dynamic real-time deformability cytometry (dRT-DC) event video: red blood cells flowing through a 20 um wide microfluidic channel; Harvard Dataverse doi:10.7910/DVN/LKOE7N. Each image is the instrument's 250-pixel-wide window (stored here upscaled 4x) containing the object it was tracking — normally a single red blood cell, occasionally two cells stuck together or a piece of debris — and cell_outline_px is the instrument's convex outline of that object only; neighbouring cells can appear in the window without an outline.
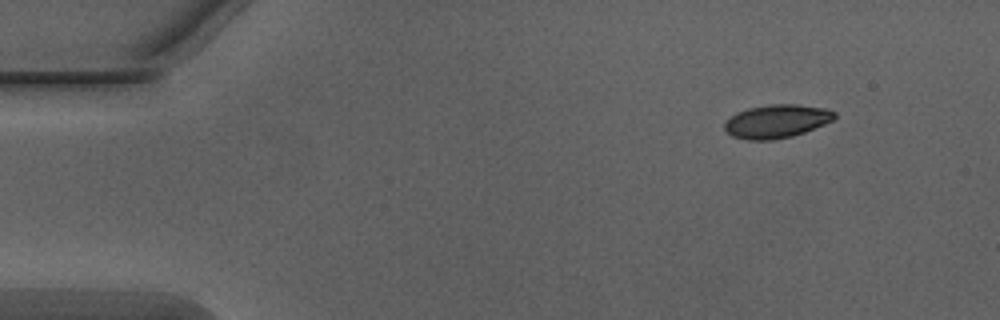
{"species": "Egyptian fruit bat (a non-hibernating species)", "species_latin": "Rousettus aegyptiacus", "temperature_condition": "warm", "stored_images_in_passage": 46, "camera_frame_rate_fps": 3000, "um_per_image_px": 0.085, "animal": {"sex": "male"}, "frame": {"image": 1, "passage_image": 1, "time_ms": 0.0, "image_size_px": [1000, 320], "cell_outline_px": [[836, 116], [832, 120], [824, 124], [804, 132], [792, 136], [772, 140], [748, 140], [732, 136], [724, 128], [724, 124], [736, 112], [748, 108], [768, 104], [796, 104], [824, 108], [836, 112]], "centroid_in_image_um": [66.01, 10.3], "position_along_channel_um": 19.0, "area_um2": 21.27}}
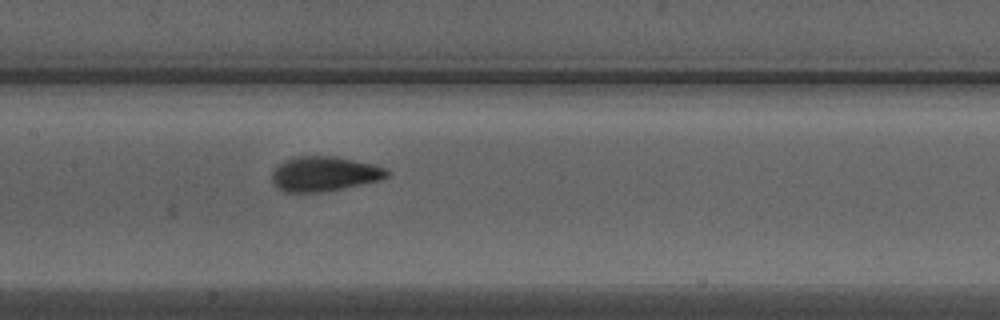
{"frame": {"image": 2, "passage_image": 20, "time_ms": 6.333, "image_size_px": [1000, 320], "cell_outline_px": [[392, 172], [388, 176], [380, 180], [320, 192], [284, 192], [276, 188], [272, 184], [272, 172], [284, 160], [296, 156], [336, 156], [376, 164], [388, 168]], "centroid_in_image_um": [27.58, 14.76], "position_along_channel_um": 179.8, "area_um2": 23.52}}
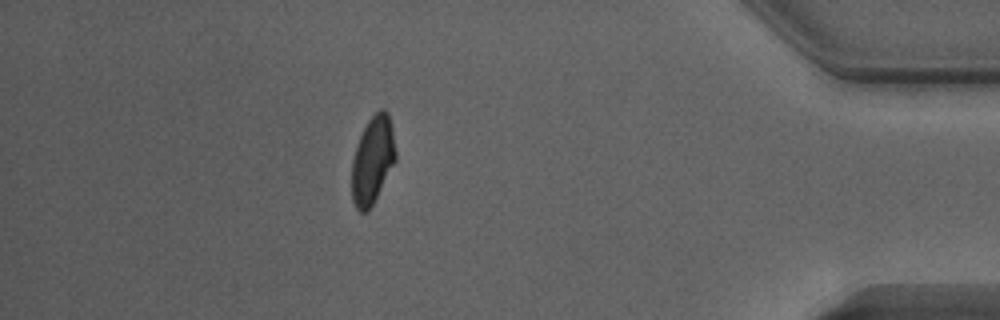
{"frame": {"image": 3, "passage_image": 40, "time_ms": 13.0, "image_size_px": [1000, 320], "cell_outline_px": [[396, 160], [372, 204], [364, 212], [360, 212], [356, 208], [352, 200], [352, 160], [356, 144], [368, 120], [380, 108], [384, 108], [388, 112], [392, 128], [396, 152]], "centroid_in_image_um": [31.67, 13.57], "position_along_channel_um": 403.5, "area_um2": 22.14}, "authors_computed_cell_mechanics": {"area_um2": 22.3686, "velocity_mm_per_s": 4.0559, "shape_relaxation_time_tau1_ms": 3.9444, "shape_relaxation_time_tau2_ms": 0.895, "deformation_change_tau1": 0.1269, "deformation_change_tau2": 0.0435}}